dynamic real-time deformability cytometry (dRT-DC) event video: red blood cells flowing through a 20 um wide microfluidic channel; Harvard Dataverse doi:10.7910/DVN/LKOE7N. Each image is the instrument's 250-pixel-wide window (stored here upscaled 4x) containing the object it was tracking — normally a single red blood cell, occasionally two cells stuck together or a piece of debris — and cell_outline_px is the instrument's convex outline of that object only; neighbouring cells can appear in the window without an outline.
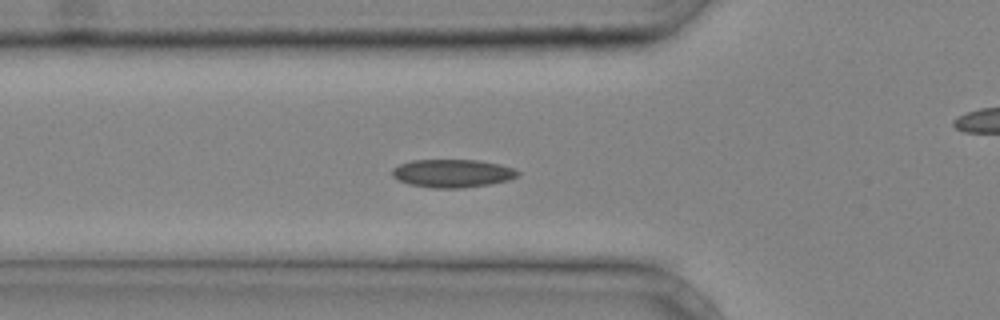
{"species": "common noctule bat (a hibernating species)", "species_latin": "Nyctalus noctula", "temperature_condition": "cold", "stored_images_in_passage": 36, "camera_frame_rate_fps": 3000, "um_per_image_px": 0.085, "animal": {"sex": "male", "body_mass_g": 20.4}, "frame": {"image": 1, "passage_image": 14, "time_ms": 4.333, "image_size_px": [1000, 320], "cell_outline_px": [[520, 176], [508, 180], [488, 184], [460, 188], [432, 188], [408, 184], [392, 176], [392, 168], [400, 164], [412, 160], [476, 160], [500, 164], [512, 168], [520, 172]], "centroid_in_image_um": [38.45, 14.73], "position_along_channel_um": 87.3, "area_um2": 20.52}}
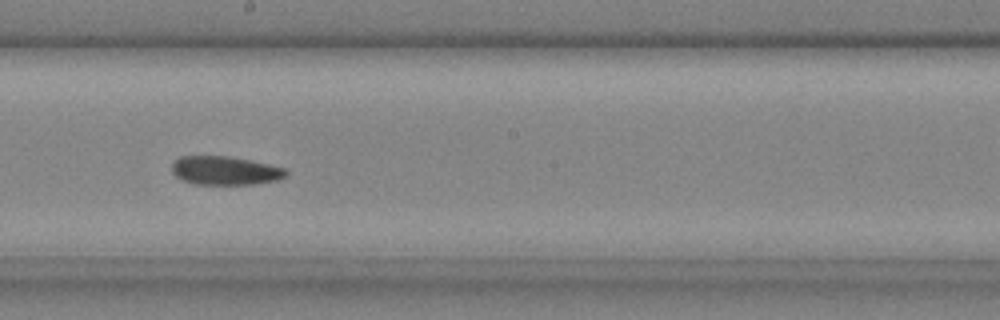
{"frame": {"image": 2, "passage_image": 23, "time_ms": 7.333, "image_size_px": [1000, 320], "cell_outline_px": [[288, 172], [284, 176], [276, 180], [256, 184], [192, 184], [176, 176], [172, 172], [172, 164], [180, 156], [228, 156], [252, 160], [284, 168]], "centroid_in_image_um": [19.12, 14.49], "position_along_channel_um": 229.1, "area_um2": 18.96}}
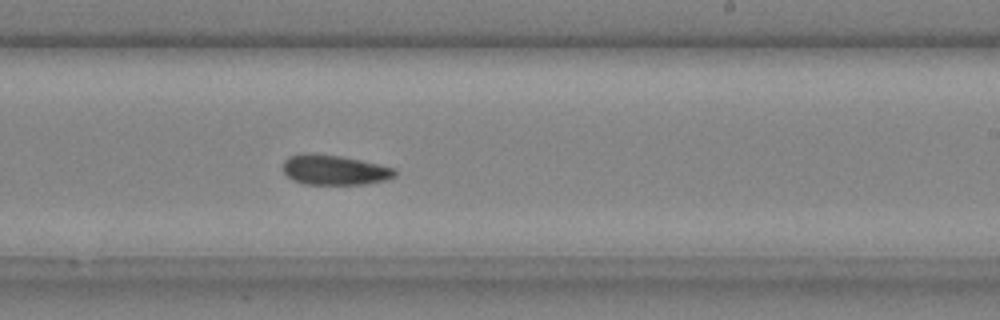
{"frame": {"image": 3, "passage_image": 25, "time_ms": 8.0, "image_size_px": [1000, 320], "cell_outline_px": [[396, 176], [384, 180], [364, 184], [304, 184], [292, 180], [284, 172], [284, 160], [288, 156], [300, 152], [308, 152], [340, 156], [360, 160], [396, 168]], "centroid_in_image_um": [28.39, 14.43], "position_along_channel_um": 260.6, "area_um2": 19.65}}